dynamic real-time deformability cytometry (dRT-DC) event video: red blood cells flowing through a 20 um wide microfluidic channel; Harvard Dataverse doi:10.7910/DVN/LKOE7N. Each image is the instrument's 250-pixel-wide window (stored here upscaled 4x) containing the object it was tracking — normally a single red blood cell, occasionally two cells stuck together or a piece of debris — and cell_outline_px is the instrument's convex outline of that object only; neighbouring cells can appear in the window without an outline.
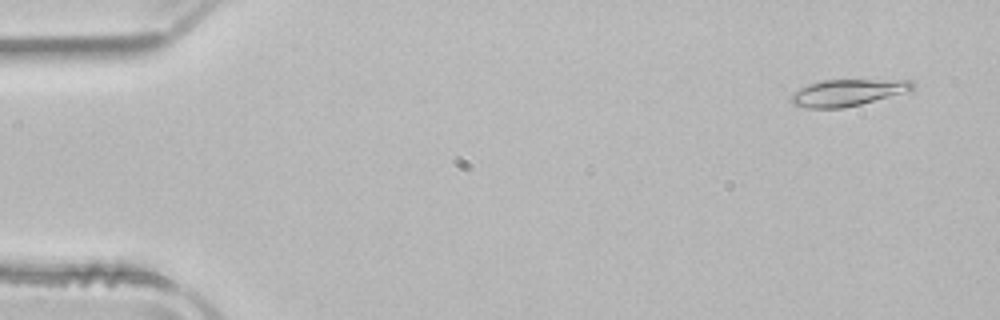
{"species": "common noctule bat (a hibernating species)", "species_latin": "Nyctalus noctula", "temperature_condition": "room temperature", "stored_images_in_passage": 51, "camera_frame_rate_fps": 3000, "um_per_image_px": 0.085, "animal": {"sex": "male", "body_mass_g": 21.5, "forearm_length_mm": 52.0}, "frame": {"image": 1, "passage_image": 3, "time_ms": 0.667, "image_size_px": [1000, 320], "cell_outline_px": [[916, 88], [860, 104], [840, 108], [808, 108], [792, 104], [788, 100], [788, 96], [792, 92], [808, 84], [820, 80], [912, 80]], "centroid_in_image_um": [71.93, 7.86], "position_along_channel_um": 13.1, "area_um2": 18.73}}
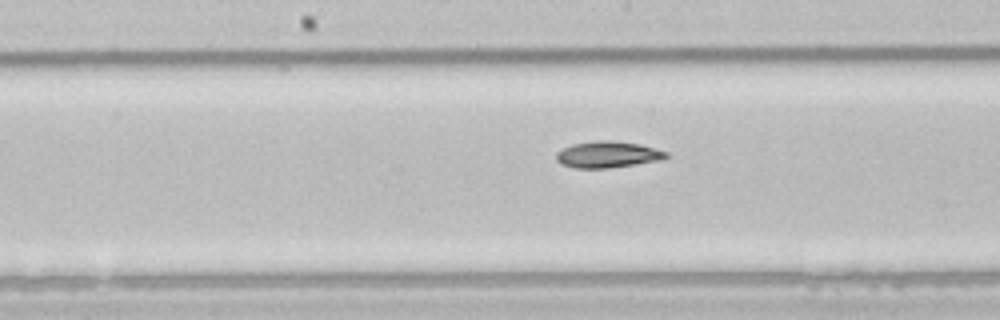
{"frame": {"image": 2, "passage_image": 26, "time_ms": 8.333, "image_size_px": [1000, 320], "cell_outline_px": [[668, 156], [660, 160], [636, 164], [608, 168], [576, 168], [560, 164], [556, 160], [556, 152], [572, 144], [596, 140], [612, 140], [640, 144], [668, 152]], "centroid_in_image_um": [51.63, 13.13], "position_along_channel_um": 196.6, "area_um2": 16.94}}
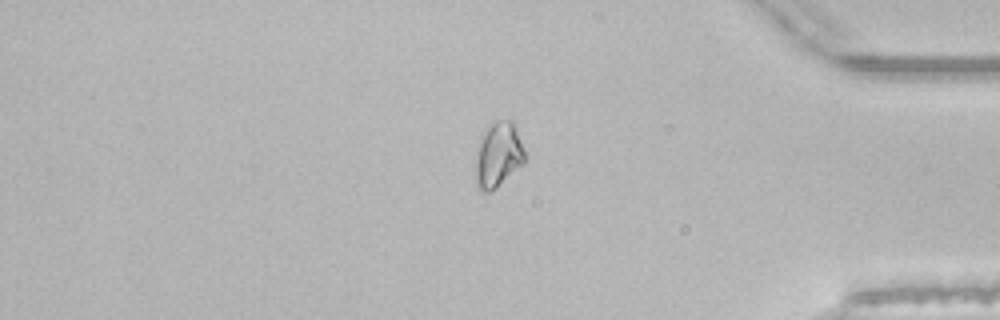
{"frame": {"image": 3, "passage_image": 43, "time_ms": 14.0, "image_size_px": [1000, 320], "cell_outline_px": [[524, 164], [492, 192], [480, 192], [476, 188], [476, 152], [480, 136], [496, 120], [512, 120], [524, 152]], "centroid_in_image_um": [42.32, 13.22], "position_along_channel_um": 392.9, "area_um2": 18.67}, "authors_computed_cell_mechanics": {"area_um2": 17.34, "velocity_mm_per_s": 3.9484, "shape_relaxation_time_tau1_ms": 7.381, "shape_relaxation_time_tau2_ms": null, "deformation_change_tau1": 0.1474, "deformation_change_tau2": null}}